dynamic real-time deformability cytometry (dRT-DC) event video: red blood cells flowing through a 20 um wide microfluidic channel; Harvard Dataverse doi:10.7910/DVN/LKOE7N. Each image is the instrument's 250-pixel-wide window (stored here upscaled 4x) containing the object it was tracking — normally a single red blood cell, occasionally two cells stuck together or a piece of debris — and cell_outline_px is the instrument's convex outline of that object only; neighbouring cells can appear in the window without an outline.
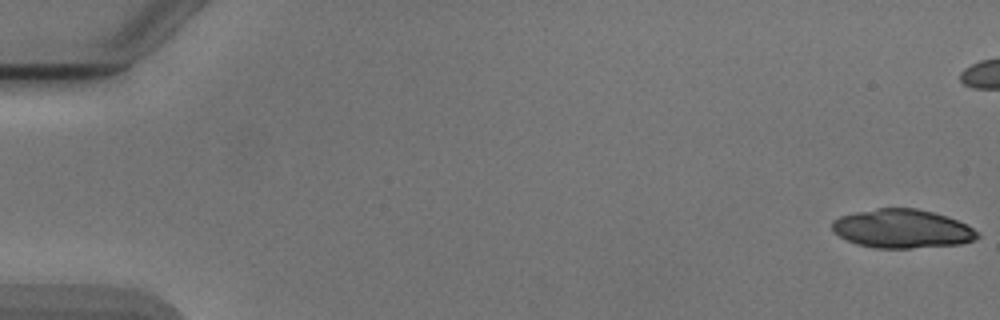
{"species": "Egyptian fruit bat (a non-hibernating species)", "species_latin": "Rousettus aegyptiacus", "temperature_condition": "cold", "stored_images_in_passage": 19, "camera_frame_rate_fps": 3000, "um_per_image_px": 0.085, "animal": {"sex": "male"}, "frame": {"image": 1, "passage_image": 1, "time_ms": 0.0, "image_size_px": [1000, 320], "cell_outline_px": [[980, 236], [972, 240], [960, 244], [912, 248], [876, 248], [856, 244], [840, 236], [832, 228], [832, 220], [840, 216], [856, 212], [876, 208], [916, 208], [948, 216], [980, 232]], "centroid_in_image_um": [76.68, 19.44], "position_along_channel_um": 8.3, "area_um2": 32.66}}